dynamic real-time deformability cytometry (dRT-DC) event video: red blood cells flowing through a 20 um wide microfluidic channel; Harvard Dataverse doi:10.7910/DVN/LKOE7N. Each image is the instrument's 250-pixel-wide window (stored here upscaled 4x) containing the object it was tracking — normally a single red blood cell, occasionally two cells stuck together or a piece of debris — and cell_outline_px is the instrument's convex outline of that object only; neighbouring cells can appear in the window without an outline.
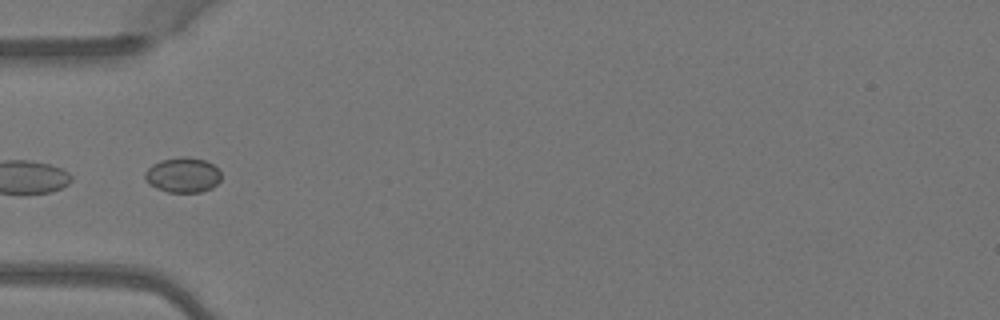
{"species": "Egyptian fruit bat (a non-hibernating species)", "species_latin": "Rousettus aegyptiacus", "temperature_condition": "warm", "stored_images_in_passage": 5, "camera_frame_rate_fps": 3000, "um_per_image_px": 0.085, "animal": {"sex": "female"}, "frame": {"image": 1, "passage_image": 5, "time_ms": 1.333, "image_size_px": [1000, 320], "cell_outline_px": [[220, 180], [212, 188], [200, 192], [168, 192], [156, 188], [148, 184], [144, 180], [144, 172], [152, 164], [160, 160], [180, 156], [184, 156], [204, 160], [212, 164], [220, 172]], "centroid_in_image_um": [15.49, 14.87], "position_along_channel_um": 69.5, "area_um2": 15.66}}